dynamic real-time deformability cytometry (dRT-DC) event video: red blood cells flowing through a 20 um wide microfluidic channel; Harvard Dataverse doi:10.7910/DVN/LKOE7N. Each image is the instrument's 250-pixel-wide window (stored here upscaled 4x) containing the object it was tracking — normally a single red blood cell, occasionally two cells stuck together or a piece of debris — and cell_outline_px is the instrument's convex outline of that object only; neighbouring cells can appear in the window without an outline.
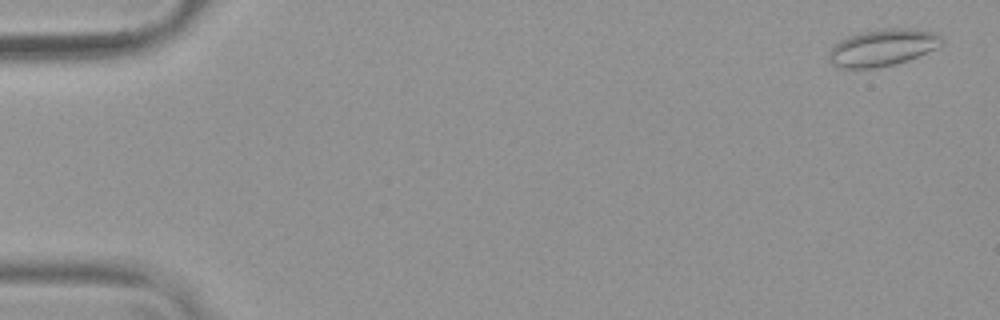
{"species": "common noctule bat (a hibernating species)", "species_latin": "Nyctalus noctula", "temperature_condition": "warm", "stored_images_in_passage": 54, "camera_frame_rate_fps": 3000, "um_per_image_px": 0.085, "animal": {"sex": "female", "body_mass_g": 19.9}, "frame": {"image": 1, "passage_image": 2, "time_ms": 0.333, "image_size_px": [1000, 320], "cell_outline_px": [[944, 44], [936, 48], [908, 60], [896, 64], [876, 68], [836, 68], [828, 60], [828, 52], [840, 40], [848, 36], [860, 32], [880, 28], [904, 28], [932, 32], [940, 36], [944, 40]], "centroid_in_image_um": [74.99, 4.05], "position_along_channel_um": 10.0, "area_um2": 24.39}}
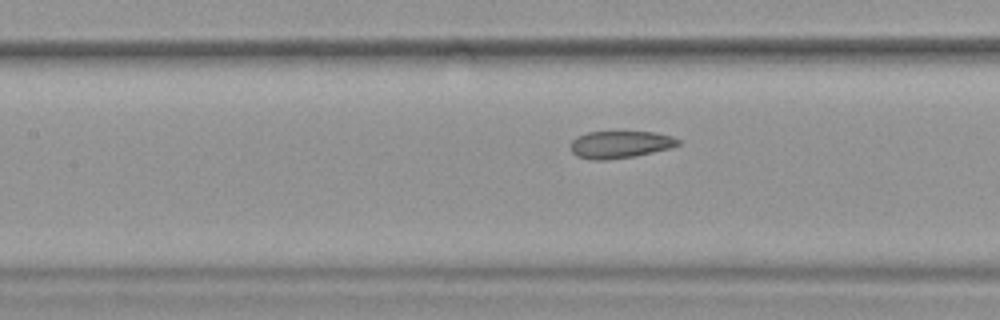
{"frame": {"image": 2, "passage_image": 25, "time_ms": 8.0, "image_size_px": [1000, 320], "cell_outline_px": [[680, 144], [672, 148], [636, 156], [608, 160], [592, 160], [576, 156], [572, 152], [568, 144], [576, 136], [588, 132], [656, 132], [672, 136], [680, 140]], "centroid_in_image_um": [52.69, 12.29], "position_along_channel_um": 154.7, "area_um2": 17.4}}
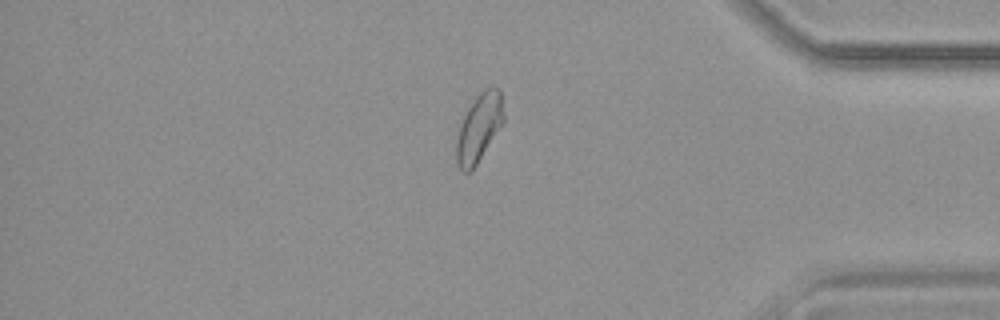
{"frame": {"image": 3, "passage_image": 46, "time_ms": 15.0, "image_size_px": [1000, 320], "cell_outline_px": [[504, 124], [472, 172], [460, 172], [456, 164], [456, 140], [460, 124], [468, 108], [476, 96], [484, 88], [500, 88], [504, 116]], "centroid_in_image_um": [40.72, 10.92], "position_along_channel_um": 394.5, "area_um2": 19.13}, "authors_computed_cell_mechanics": {"area_um2": 19.5653, "velocity_mm_per_s": 3.7876, "shape_relaxation_time_tau1_ms": null, "shape_relaxation_time_tau2_ms": 1.5841, "deformation_change_tau1": null, "deformation_change_tau2": 0.065}}